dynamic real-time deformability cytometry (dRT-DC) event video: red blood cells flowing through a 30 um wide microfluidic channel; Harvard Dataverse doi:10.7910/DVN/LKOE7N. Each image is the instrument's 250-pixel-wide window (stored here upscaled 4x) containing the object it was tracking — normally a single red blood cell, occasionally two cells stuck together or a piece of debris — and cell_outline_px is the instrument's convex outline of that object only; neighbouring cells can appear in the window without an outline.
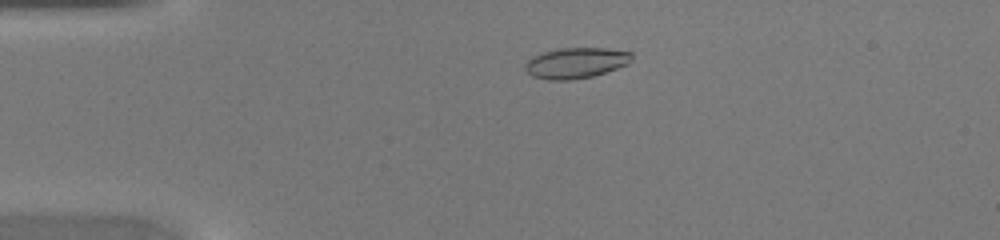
{"species": "common noctule bat (a hibernating species)", "species_latin": "Nyctalus noctula", "temperature_condition": "warm", "stored_images_in_passage": 45, "camera_frame_rate_fps": 3000, "um_per_image_px": 0.085, "animal": {"sex": "female", "body_mass_g": 20.0, "forearm_length_mm": 54.0}, "frame": {"image": 1, "passage_image": 10, "time_ms": 3.0, "image_size_px": [1000, 240], "cell_outline_px": [[632, 60], [628, 64], [592, 76], [572, 80], [548, 80], [532, 76], [524, 68], [524, 64], [532, 56], [556, 48], [604, 48], [632, 52]], "centroid_in_image_um": [48.93, 5.34], "position_along_channel_um": 36.1, "area_um2": 19.07}}
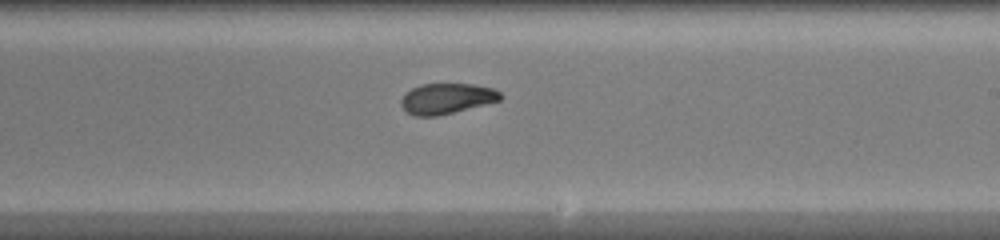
{"frame": {"image": 2, "passage_image": 27, "time_ms": 8.667, "image_size_px": [1000, 240], "cell_outline_px": [[504, 96], [500, 100], [436, 116], [416, 116], [408, 112], [400, 104], [400, 100], [404, 92], [420, 84], [472, 84], [492, 88], [500, 92]], "centroid_in_image_um": [37.94, 8.36], "position_along_channel_um": 251.1, "area_um2": 17.51}}
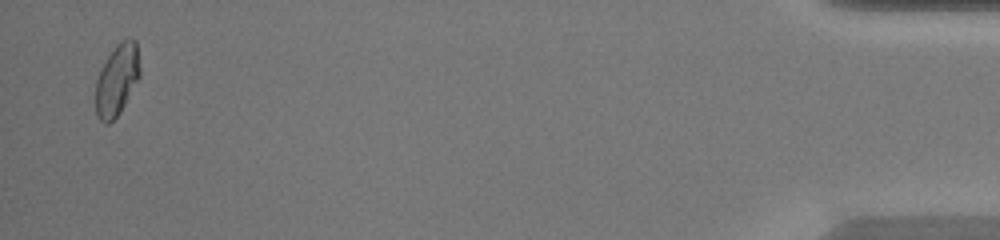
{"frame": {"image": 3, "passage_image": 44, "time_ms": 14.333, "image_size_px": [1000, 240], "cell_outline_px": [[140, 76], [120, 112], [108, 124], [104, 124], [96, 116], [96, 80], [108, 56], [116, 44], [128, 36], [132, 36], [136, 40], [140, 68]], "centroid_in_image_um": [9.96, 6.76], "position_along_channel_um": 425.2, "area_um2": 18.38}}